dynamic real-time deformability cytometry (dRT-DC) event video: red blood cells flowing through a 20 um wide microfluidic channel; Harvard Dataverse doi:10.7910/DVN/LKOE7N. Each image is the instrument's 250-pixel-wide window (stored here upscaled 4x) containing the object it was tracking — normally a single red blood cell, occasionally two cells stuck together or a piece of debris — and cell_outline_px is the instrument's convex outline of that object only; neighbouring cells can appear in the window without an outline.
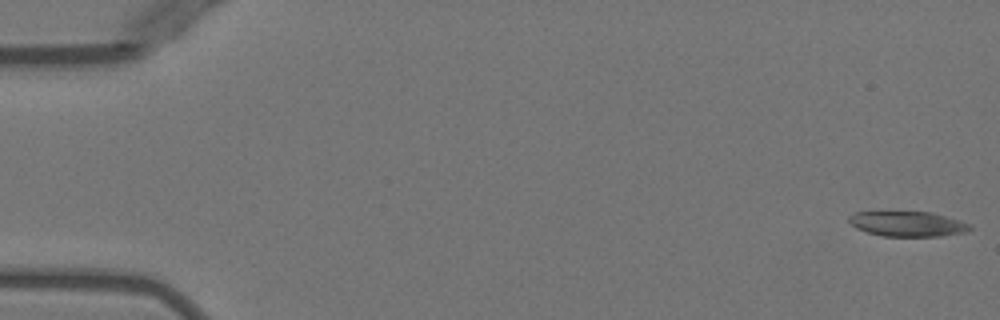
{"species": "Egyptian fruit bat (a non-hibernating species)", "species_latin": "Rousettus aegyptiacus", "temperature_condition": "warm", "stored_images_in_passage": 11, "camera_frame_rate_fps": 3000, "um_per_image_px": 0.085, "animal": {"sex": "female"}, "frame": {"image": 1, "passage_image": 1, "time_ms": 0.0, "image_size_px": [1000, 320], "cell_outline_px": [[972, 228], [964, 232], [940, 236], [880, 236], [856, 228], [848, 220], [848, 216], [856, 212], [932, 212], [960, 220], [968, 224]], "centroid_in_image_um": [77.13, 19.03], "position_along_channel_um": 7.9, "area_um2": 17.51}}